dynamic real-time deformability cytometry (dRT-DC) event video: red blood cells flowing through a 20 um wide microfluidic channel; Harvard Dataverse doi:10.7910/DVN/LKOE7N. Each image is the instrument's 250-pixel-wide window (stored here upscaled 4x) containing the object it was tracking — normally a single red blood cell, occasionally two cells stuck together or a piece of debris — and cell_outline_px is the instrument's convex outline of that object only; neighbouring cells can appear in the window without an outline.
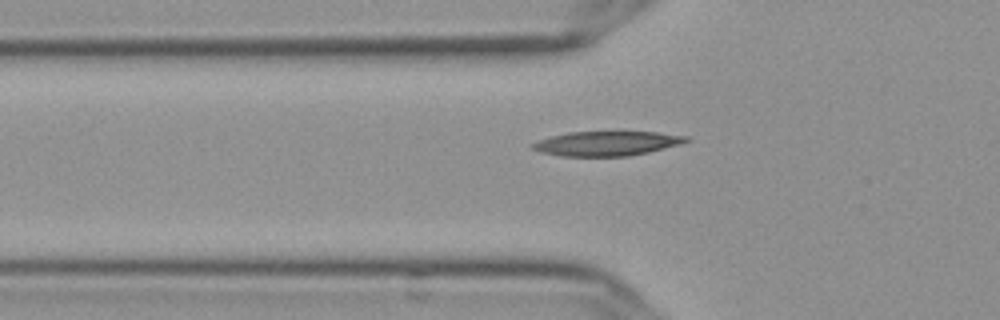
{"species": "Egyptian fruit bat (a non-hibernating species)", "species_latin": "Rousettus aegyptiacus", "temperature_condition": "cold", "stored_images_in_passage": 40, "camera_frame_rate_fps": 3000, "um_per_image_px": 0.085, "frame": {"image": 1, "passage_image": 3, "time_ms": 0.667, "image_size_px": [1000, 320], "cell_outline_px": [[692, 140], [680, 144], [648, 152], [628, 156], [560, 156], [540, 152], [532, 148], [528, 144], [536, 140], [568, 132], [656, 132], [688, 136]], "centroid_in_image_um": [51.54, 12.19], "position_along_channel_um": 74.3, "area_um2": 22.02}}
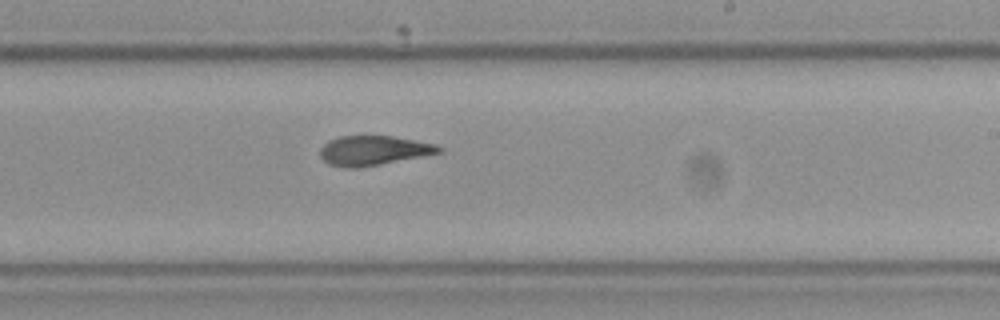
{"frame": {"image": 2, "passage_image": 18, "time_ms": 5.667, "image_size_px": [1000, 320], "cell_outline_px": [[444, 152], [380, 164], [356, 168], [344, 168], [328, 164], [320, 156], [320, 148], [328, 140], [340, 136], [392, 136], [436, 144], [444, 148]], "centroid_in_image_um": [31.75, 12.79], "position_along_channel_um": 257.3, "area_um2": 20.52}}
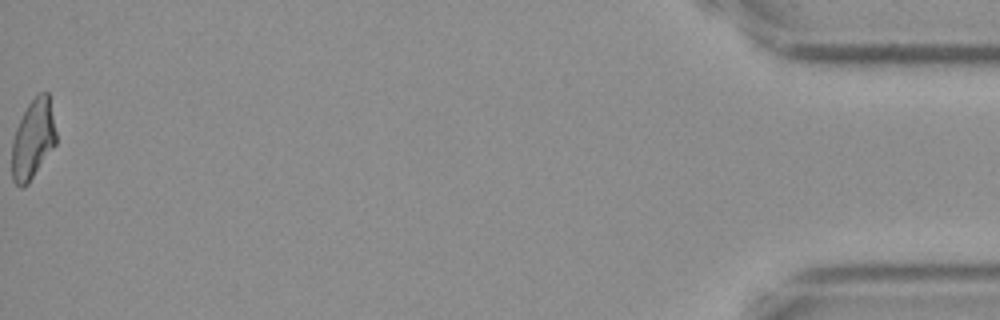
{"frame": {"image": 3, "passage_image": 40, "time_ms": 13.0, "image_size_px": [1000, 320], "cell_outline_px": [[56, 144], [28, 184], [20, 188], [12, 180], [12, 140], [16, 128], [28, 104], [40, 92], [48, 92], [56, 132]], "centroid_in_image_um": [2.8, 11.86], "position_along_channel_um": 432.4, "area_um2": 20.35}, "authors_computed_cell_mechanics": {"area_um2": 21.0681, "velocity_mm_per_s": 3.6392, "shape_relaxation_time_tau1_ms": null, "shape_relaxation_time_tau2_ms": 3.1756, "deformation_change_tau1": null, "deformation_change_tau2": 0.1113}}